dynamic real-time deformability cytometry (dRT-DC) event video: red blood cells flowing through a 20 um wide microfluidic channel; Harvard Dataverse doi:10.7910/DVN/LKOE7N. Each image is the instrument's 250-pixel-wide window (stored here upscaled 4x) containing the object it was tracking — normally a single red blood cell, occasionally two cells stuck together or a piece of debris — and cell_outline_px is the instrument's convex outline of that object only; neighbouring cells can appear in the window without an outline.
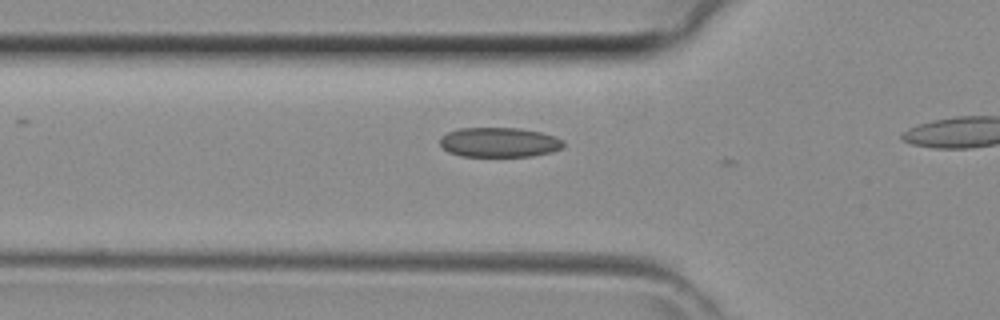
{"species": "common noctule bat (a hibernating species)", "species_latin": "Nyctalus noctula", "temperature_condition": "room temperature", "stored_images_in_passage": 5, "camera_frame_rate_fps": 3000, "um_per_image_px": 0.085, "animal": {"sex": "female", "body_mass_g": 29.2, "forearm_length_mm": 56.3}, "frame": {"image": 1, "passage_image": 3, "time_ms": 0.667, "image_size_px": [1000, 320], "cell_outline_px": [[564, 144], [560, 148], [552, 152], [532, 156], [460, 156], [448, 152], [440, 144], [440, 136], [448, 132], [460, 128], [520, 128], [540, 132], [564, 140]], "centroid_in_image_um": [42.41, 12.1], "position_along_channel_um": 83.4, "area_um2": 21.33}}